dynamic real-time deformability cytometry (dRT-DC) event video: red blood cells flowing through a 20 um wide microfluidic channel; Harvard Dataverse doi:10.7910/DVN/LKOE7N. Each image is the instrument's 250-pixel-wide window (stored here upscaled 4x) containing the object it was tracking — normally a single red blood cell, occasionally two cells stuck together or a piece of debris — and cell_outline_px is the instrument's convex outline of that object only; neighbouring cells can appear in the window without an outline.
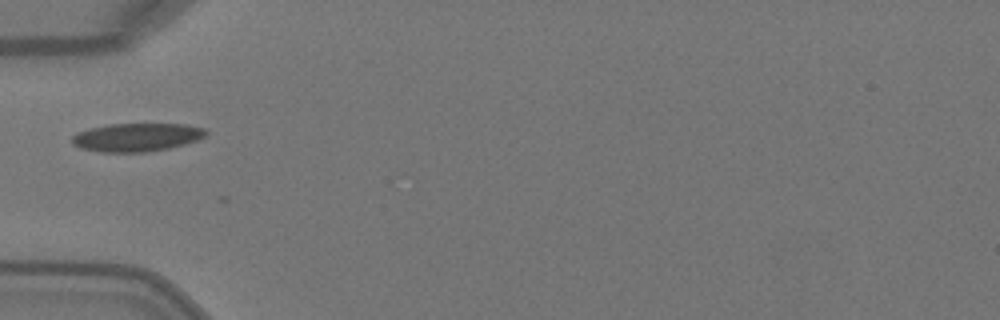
{"species": "Egyptian fruit bat (a non-hibernating species)", "species_latin": "Rousettus aegyptiacus", "temperature_condition": "warm", "stored_images_in_passage": 1, "camera_frame_rate_fps": 3000, "um_per_image_px": 0.085, "animal": {"sex": "female"}, "frame": {"image": 1, "passage_image": 1, "time_ms": 0.0, "image_size_px": [1000, 320], "cell_outline_px": [[208, 132], [204, 136], [196, 140], [184, 144], [168, 148], [144, 152], [104, 152], [80, 148], [72, 144], [72, 136], [76, 132], [108, 124], [188, 124], [204, 128]], "centroid_in_image_um": [11.61, 11.66], "position_along_channel_um": 73.4, "area_um2": 21.96}}